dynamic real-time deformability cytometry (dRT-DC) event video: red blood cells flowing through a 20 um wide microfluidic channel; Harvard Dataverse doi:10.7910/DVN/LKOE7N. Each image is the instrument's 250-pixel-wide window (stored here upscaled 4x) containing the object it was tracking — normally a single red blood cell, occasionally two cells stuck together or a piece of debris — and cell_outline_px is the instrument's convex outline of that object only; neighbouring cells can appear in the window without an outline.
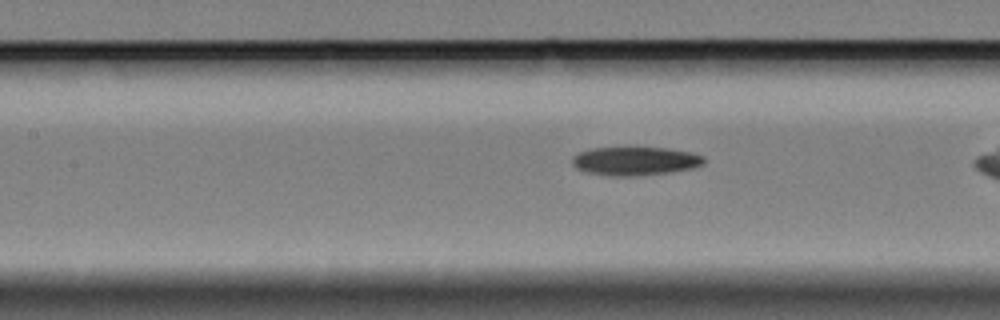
{"species": "Egyptian fruit bat (a non-hibernating species)", "species_latin": "Rousettus aegyptiacus", "temperature_condition": "cold", "stored_images_in_passage": 43, "camera_frame_rate_fps": 3000, "um_per_image_px": 0.085, "animal": {"sex": "female"}, "frame": {"image": 1, "passage_image": 22, "time_ms": 7.0, "image_size_px": [1000, 320], "cell_outline_px": [[704, 164], [692, 168], [668, 172], [636, 176], [612, 176], [584, 172], [576, 168], [572, 164], [572, 156], [580, 152], [592, 148], [664, 148], [692, 152], [704, 156]], "centroid_in_image_um": [53.96, 13.69], "position_along_channel_um": 153.4, "area_um2": 21.85}}
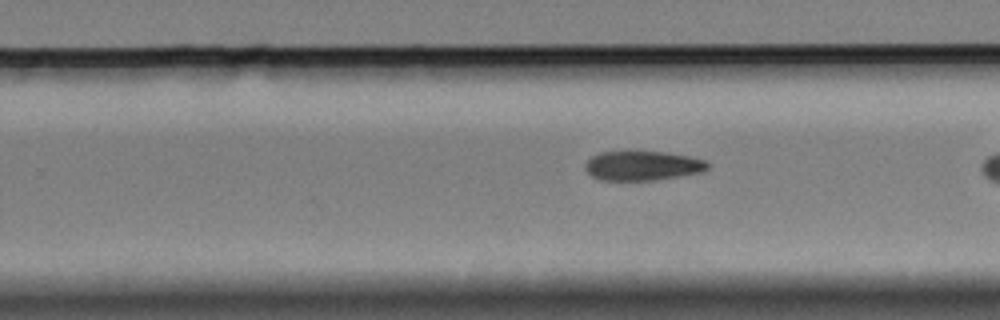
{"frame": {"image": 2, "passage_image": 33, "time_ms": 10.667, "image_size_px": [1000, 320], "cell_outline_px": [[708, 168], [704, 172], [656, 180], [600, 180], [592, 176], [584, 168], [584, 164], [592, 156], [600, 152], [628, 148], [664, 152], [688, 156], [704, 160], [708, 164]], "centroid_in_image_um": [54.57, 14.04], "position_along_channel_um": 275.2, "area_um2": 21.85}}
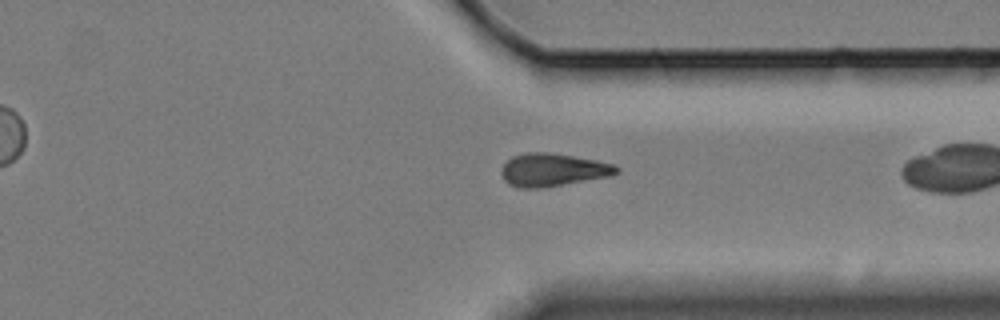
{"frame": {"image": 3, "passage_image": 41, "time_ms": 13.333, "image_size_px": [1000, 320], "cell_outline_px": [[620, 172], [612, 176], [540, 188], [524, 188], [508, 184], [504, 180], [500, 172], [504, 164], [512, 156], [524, 152], [548, 152], [596, 160], [616, 164], [620, 168]], "centroid_in_image_um": [47.02, 14.43], "position_along_channel_um": 364.4, "area_um2": 22.2}}